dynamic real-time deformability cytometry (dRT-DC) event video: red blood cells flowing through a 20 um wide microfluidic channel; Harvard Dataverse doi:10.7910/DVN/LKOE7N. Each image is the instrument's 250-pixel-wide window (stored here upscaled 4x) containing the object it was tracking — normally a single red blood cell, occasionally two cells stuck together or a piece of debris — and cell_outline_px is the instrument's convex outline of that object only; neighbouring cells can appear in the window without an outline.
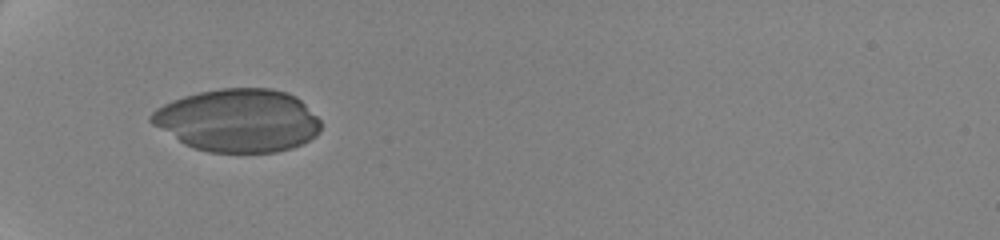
{"species": "human", "species_latin": "Homo sapiens", "temperature_condition": "cold", "stored_images_in_passage": 2, "camera_frame_rate_fps": 3000, "um_per_image_px": 0.085, "donor": {"sex": "female"}, "frame": {"image": 1, "passage_image": 1, "time_ms": 0.0, "image_size_px": [1000, 240], "cell_outline_px": [[320, 132], [316, 136], [292, 148], [276, 152], [208, 152], [192, 148], [184, 144], [152, 124], [148, 120], [148, 116], [156, 108], [172, 100], [184, 96], [200, 92], [220, 88], [272, 88], [288, 92], [296, 96], [320, 120]], "centroid_in_image_um": [20.21, 10.23], "position_along_channel_um": 64.8, "area_um2": 62.31}}